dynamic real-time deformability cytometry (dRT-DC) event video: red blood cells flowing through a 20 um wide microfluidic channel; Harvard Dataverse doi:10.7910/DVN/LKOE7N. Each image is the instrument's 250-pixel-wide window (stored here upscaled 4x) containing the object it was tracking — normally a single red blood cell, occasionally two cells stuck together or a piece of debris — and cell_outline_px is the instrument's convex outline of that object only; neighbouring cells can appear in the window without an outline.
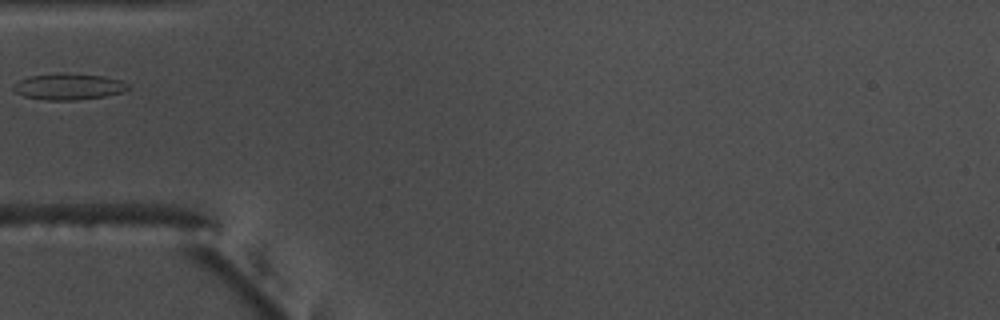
{"species": "common noctule bat (a hibernating species)", "species_latin": "Nyctalus noctula", "temperature_condition": "warm", "stored_images_in_passage": 29, "camera_frame_rate_fps": 3000, "um_per_image_px": 0.085, "animal": {"sex": "male", "body_mass_g": 17.5, "forearm_length_mm": 52.3}, "frame": {"image": 1, "passage_image": 1, "time_ms": 0.0, "image_size_px": [1000, 320], "cell_outline_px": [[132, 88], [124, 92], [104, 96], [76, 100], [44, 100], [24, 96], [16, 92], [12, 88], [12, 84], [28, 76], [56, 72], [68, 72], [104, 76], [120, 80], [128, 84]], "centroid_in_image_um": [5.83, 7.34], "position_along_channel_um": 79.2, "area_um2": 17.98}}
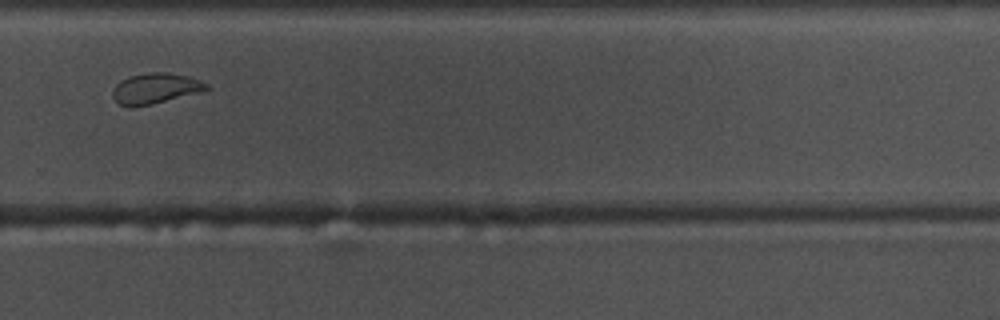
{"frame": {"image": 2, "passage_image": 20, "time_ms": 6.333, "image_size_px": [1000, 320], "cell_outline_px": [[212, 88], [204, 92], [152, 104], [120, 104], [112, 96], [112, 88], [120, 80], [128, 76], [148, 72], [168, 72], [188, 76], [200, 80], [208, 84]], "centroid_in_image_um": [13.29, 7.47], "position_along_channel_um": 316.5, "area_um2": 16.7}}
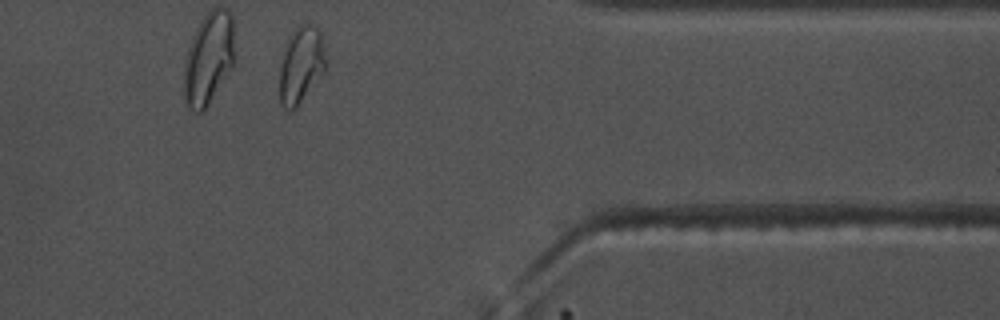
{"frame": {"image": 3, "passage_image": 27, "time_ms": 8.667, "image_size_px": [1000, 320], "cell_outline_px": [[328, 64], [324, 72], [296, 108], [292, 112], [288, 112], [280, 104], [280, 68], [288, 36], [300, 24], [316, 24], [320, 28], [324, 36], [328, 60]], "centroid_in_image_um": [25.65, 5.48], "position_along_channel_um": 385.7, "area_um2": 21.39}}